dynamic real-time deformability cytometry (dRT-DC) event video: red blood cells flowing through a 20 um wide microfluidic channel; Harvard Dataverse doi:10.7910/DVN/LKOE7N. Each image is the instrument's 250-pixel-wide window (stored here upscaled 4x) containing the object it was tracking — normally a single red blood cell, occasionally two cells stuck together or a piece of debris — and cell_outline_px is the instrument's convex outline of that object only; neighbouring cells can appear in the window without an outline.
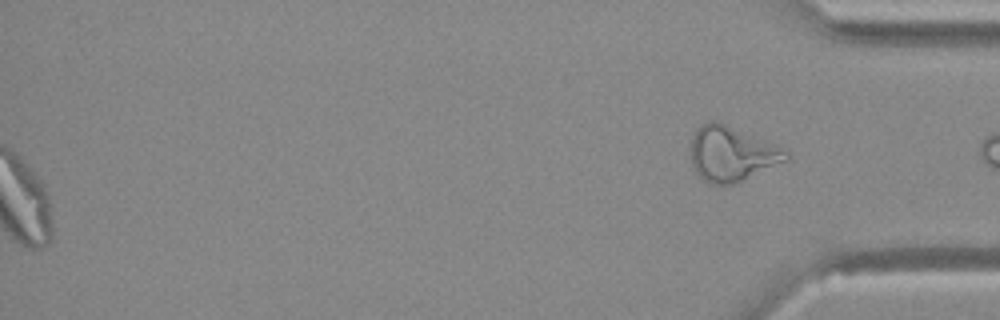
{"species": "Egyptian fruit bat (a non-hibernating species)", "species_latin": "Rousettus aegyptiacus", "temperature_condition": "warm", "stored_images_in_passage": 36, "camera_frame_rate_fps": 3000, "um_per_image_px": 0.085, "animal": {"sex": "female"}, "frame": {"image": 1, "passage_image": 36, "time_ms": 11.667, "image_size_px": [1000, 320], "cell_outline_px": [[788, 160], [732, 184], [712, 184], [704, 180], [696, 172], [692, 164], [692, 136], [696, 128], [700, 124], [708, 120], [716, 120], [764, 140], [788, 152]], "centroid_in_image_um": [62.15, 13.05], "position_along_channel_um": 373.1, "area_um2": 29.88}}